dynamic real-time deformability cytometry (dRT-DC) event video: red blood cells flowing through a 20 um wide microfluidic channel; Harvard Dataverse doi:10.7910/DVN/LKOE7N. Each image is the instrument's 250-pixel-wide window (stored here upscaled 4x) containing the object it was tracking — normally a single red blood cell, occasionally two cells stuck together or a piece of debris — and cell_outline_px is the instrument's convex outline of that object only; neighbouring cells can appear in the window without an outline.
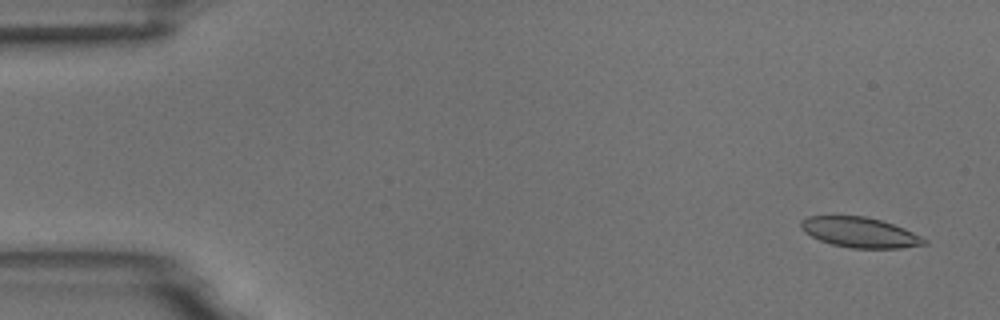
{"species": "common noctule bat (a hibernating species)", "species_latin": "Nyctalus noctula", "temperature_condition": "room temperature", "stored_images_in_passage": 5, "camera_frame_rate_fps": 3000, "um_per_image_px": 0.085, "animal": {"sex": "male", "body_mass_g": 18.8}, "frame": {"image": 1, "passage_image": 1, "time_ms": 0.0, "image_size_px": [1000, 320], "cell_outline_px": [[928, 244], [900, 248], [852, 248], [832, 244], [820, 240], [804, 232], [800, 224], [800, 220], [808, 216], [864, 216], [880, 220], [904, 228], [928, 240]], "centroid_in_image_um": [73.09, 19.75], "position_along_channel_um": 11.9, "area_um2": 21.56}}
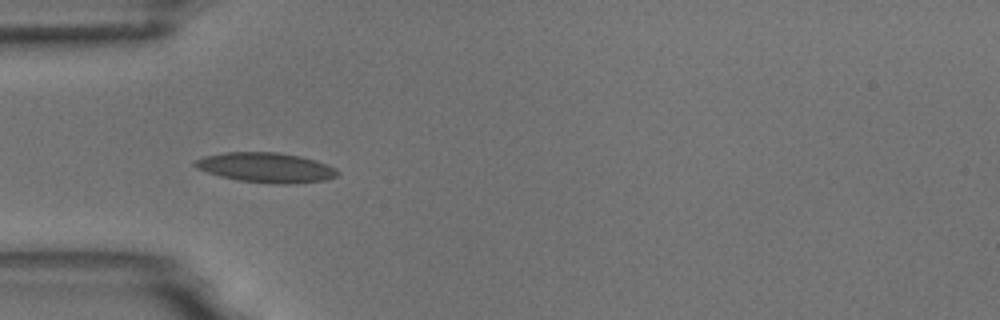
{"frame": {"image": 2, "passage_image": 4, "time_ms": 4.667, "image_size_px": [1000, 320], "cell_outline_px": [[340, 172], [336, 176], [324, 180], [288, 184], [276, 184], [240, 180], [220, 176], [196, 168], [192, 164], [192, 160], [204, 156], [228, 152], [276, 152], [300, 156], [316, 160], [336, 168]], "centroid_in_image_um": [22.59, 14.23], "position_along_channel_um": 62.4, "area_um2": 24.74}}